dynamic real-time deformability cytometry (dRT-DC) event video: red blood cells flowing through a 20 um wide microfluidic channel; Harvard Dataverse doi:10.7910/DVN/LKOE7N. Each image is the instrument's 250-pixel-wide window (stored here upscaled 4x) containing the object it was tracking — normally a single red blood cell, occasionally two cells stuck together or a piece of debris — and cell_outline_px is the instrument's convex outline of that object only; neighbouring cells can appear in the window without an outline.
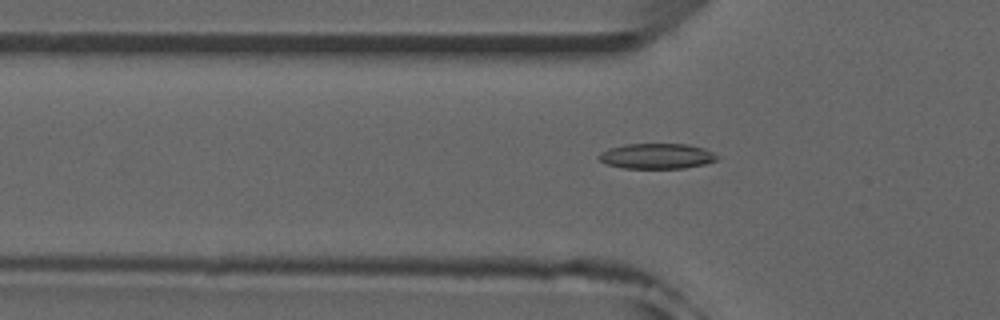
{"species": "common noctule bat (a hibernating species)", "species_latin": "Nyctalus noctula", "temperature_condition": "room temperature", "stored_images_in_passage": 52, "camera_frame_rate_fps": 3000, "um_per_image_px": 0.085, "animal": {"sex": "male", "forearm_length_mm": 52.5}, "frame": {"image": 1, "passage_image": 17, "time_ms": 5.333, "image_size_px": [1000, 320], "cell_outline_px": [[720, 156], [716, 160], [704, 164], [684, 168], [624, 168], [608, 164], [600, 160], [596, 156], [600, 152], [608, 148], [624, 144], [688, 144], [704, 148]], "centroid_in_image_um": [55.82, 13.26], "position_along_channel_um": 70.0, "area_um2": 17.51}}
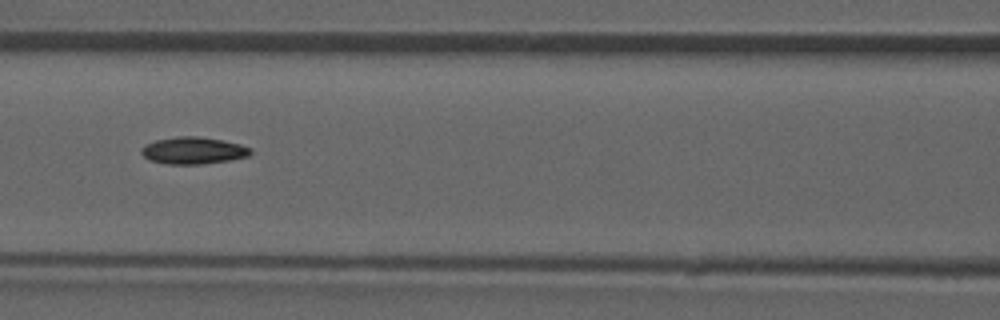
{"frame": {"image": 2, "passage_image": 23, "time_ms": 7.333, "image_size_px": [1000, 320], "cell_outline_px": [[252, 152], [248, 156], [228, 160], [200, 164], [168, 164], [152, 160], [144, 156], [140, 152], [140, 148], [144, 144], [156, 140], [176, 136], [200, 136], [240, 144], [252, 148]], "centroid_in_image_um": [16.41, 12.78], "position_along_channel_um": 150.2, "area_um2": 17.11}}
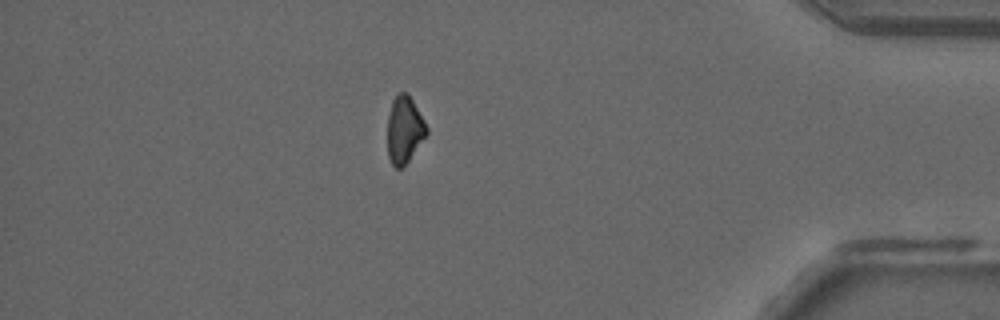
{"frame": {"image": 3, "passage_image": 45, "time_ms": 14.667, "image_size_px": [1000, 320], "cell_outline_px": [[428, 132], [408, 160], [400, 168], [396, 168], [392, 164], [388, 156], [388, 116], [392, 100], [400, 92], [408, 92], [424, 120], [428, 128]], "centroid_in_image_um": [34.37, 10.99], "position_along_channel_um": 400.8, "area_um2": 15.03}}